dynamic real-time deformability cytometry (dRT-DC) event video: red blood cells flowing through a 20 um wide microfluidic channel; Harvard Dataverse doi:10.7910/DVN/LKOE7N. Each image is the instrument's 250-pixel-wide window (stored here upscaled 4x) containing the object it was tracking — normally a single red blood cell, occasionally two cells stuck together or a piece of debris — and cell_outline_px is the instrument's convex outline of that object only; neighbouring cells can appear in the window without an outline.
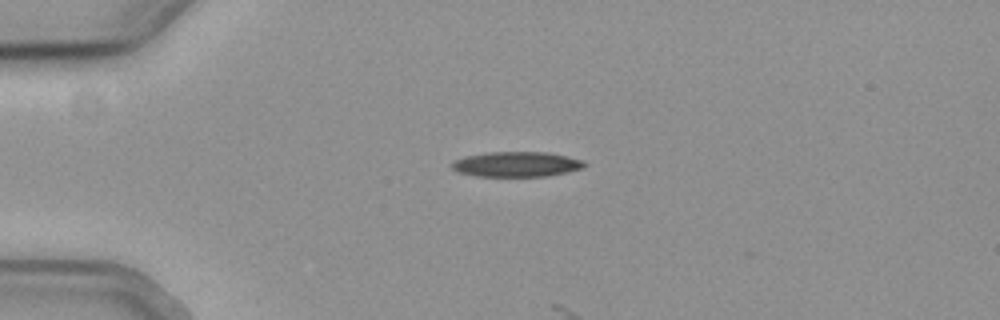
{"species": "common noctule bat (a hibernating species)", "species_latin": "Nyctalus noctula", "temperature_condition": "cold", "stored_images_in_passage": 3, "camera_frame_rate_fps": 3000, "um_per_image_px": 0.085, "animal": {"sex": "female", "body_mass_g": 19.3, "forearm_length_mm": 54.1}, "frame": {"image": 1, "passage_image": 1, "time_ms": 0.0, "image_size_px": [1000, 320], "cell_outline_px": [[588, 164], [584, 168], [568, 172], [548, 176], [476, 176], [456, 172], [448, 164], [452, 160], [464, 156], [488, 152], [548, 152], [584, 160]], "centroid_in_image_um": [43.88, 13.96], "position_along_channel_um": 41.1, "area_um2": 19.77}}